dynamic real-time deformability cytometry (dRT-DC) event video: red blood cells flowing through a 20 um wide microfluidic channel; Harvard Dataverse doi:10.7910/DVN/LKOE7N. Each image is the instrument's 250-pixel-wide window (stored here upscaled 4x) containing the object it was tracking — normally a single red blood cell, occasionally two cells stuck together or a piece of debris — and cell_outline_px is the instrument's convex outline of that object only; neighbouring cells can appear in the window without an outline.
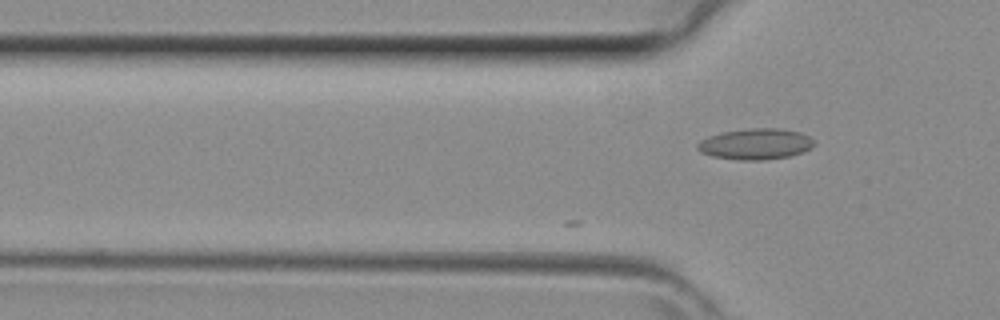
{"species": "common noctule bat (a hibernating species)", "species_latin": "Nyctalus noctula", "temperature_condition": "room temperature", "stored_images_in_passage": 8, "camera_frame_rate_fps": 3000, "um_per_image_px": 0.085, "animal": {"sex": "female", "body_mass_g": 29.2, "forearm_length_mm": 56.3}, "frame": {"image": 1, "passage_image": 8, "time_ms": 2.333, "image_size_px": [1000, 320], "cell_outline_px": [[816, 144], [812, 148], [804, 152], [788, 156], [760, 160], [740, 160], [712, 156], [700, 152], [696, 148], [696, 144], [700, 140], [708, 136], [720, 132], [748, 128], [780, 128], [800, 132], [816, 140]], "centroid_in_image_um": [64.23, 12.23], "position_along_channel_um": 61.6, "area_um2": 21.33}}